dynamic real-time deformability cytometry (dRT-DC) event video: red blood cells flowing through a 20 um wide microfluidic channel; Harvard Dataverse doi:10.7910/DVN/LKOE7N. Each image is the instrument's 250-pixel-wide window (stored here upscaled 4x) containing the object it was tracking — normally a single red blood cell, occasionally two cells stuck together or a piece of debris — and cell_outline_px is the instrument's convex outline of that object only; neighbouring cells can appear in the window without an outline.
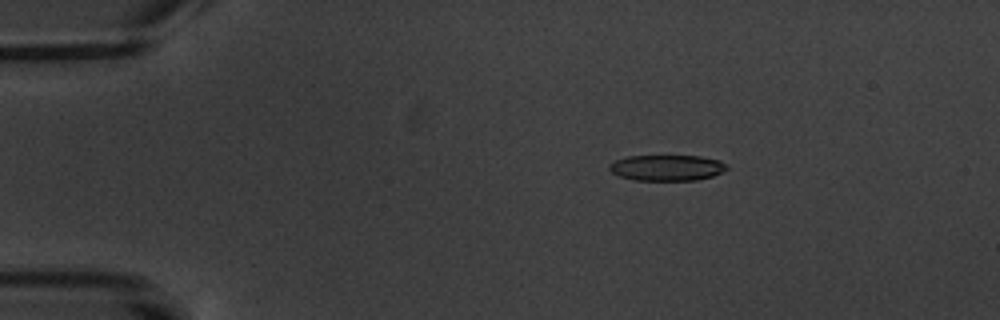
{"species": "common noctule bat (a hibernating species)", "species_latin": "Nyctalus noctula", "temperature_condition": "warm", "stored_images_in_passage": 6, "camera_frame_rate_fps": 3000, "um_per_image_px": 0.085, "animal": {"sex": "male", "body_mass_g": 20.1, "forearm_length_mm": 53.5}, "frame": {"image": 1, "passage_image": 4, "time_ms": 3.333, "image_size_px": [1000, 320], "cell_outline_px": [[728, 168], [712, 176], [696, 180], [636, 180], [620, 176], [612, 172], [608, 168], [608, 164], [616, 160], [628, 156], [700, 156], [720, 160], [728, 164]], "centroid_in_image_um": [56.69, 14.25], "position_along_channel_um": 28.3, "area_um2": 17.63}}